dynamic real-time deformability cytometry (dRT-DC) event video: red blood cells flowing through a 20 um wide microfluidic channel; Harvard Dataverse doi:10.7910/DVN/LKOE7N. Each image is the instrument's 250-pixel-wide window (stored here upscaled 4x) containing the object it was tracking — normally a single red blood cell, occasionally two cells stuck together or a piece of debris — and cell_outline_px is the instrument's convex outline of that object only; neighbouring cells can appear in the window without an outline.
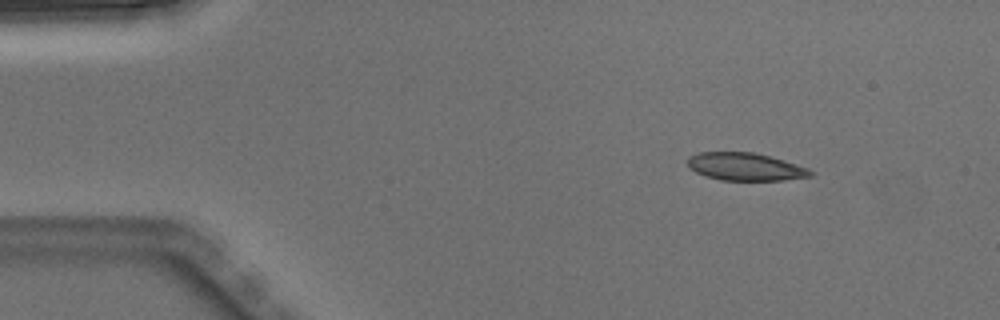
{"species": "Egyptian fruit bat (a non-hibernating species)", "species_latin": "Rousettus aegyptiacus", "temperature_condition": "warm", "stored_images_in_passage": 3, "camera_frame_rate_fps": 3000, "um_per_image_px": 0.085, "animal": {"sex": "male"}, "frame": {"image": 1, "passage_image": 1, "time_ms": 0.0, "image_size_px": [1000, 320], "cell_outline_px": [[816, 172], [812, 176], [784, 180], [720, 180], [704, 176], [688, 168], [688, 156], [700, 152], [756, 152], [808, 168]], "centroid_in_image_um": [63.34, 14.17], "position_along_channel_um": 21.7, "area_um2": 19.94}}
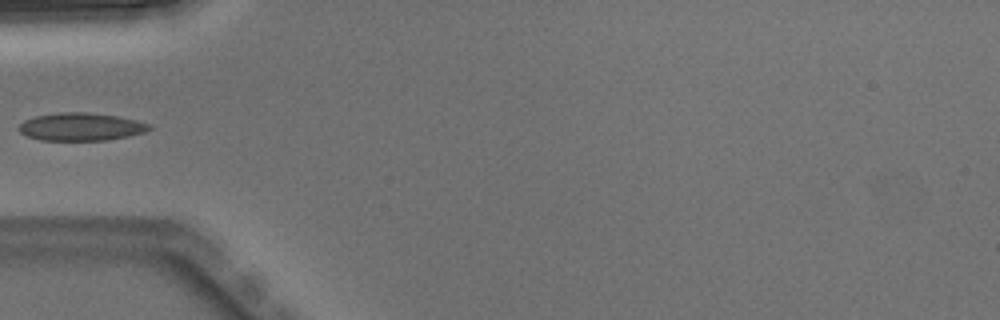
{"frame": {"image": 2, "passage_image": 3, "time_ms": 0.667, "image_size_px": [1000, 320], "cell_outline_px": [[152, 128], [144, 132], [128, 136], [108, 140], [40, 140], [28, 136], [20, 132], [20, 124], [24, 120], [36, 116], [60, 112], [88, 112], [116, 116], [136, 120], [152, 124]], "centroid_in_image_um": [6.91, 10.77], "position_along_channel_um": 78.1, "area_um2": 21.04}}